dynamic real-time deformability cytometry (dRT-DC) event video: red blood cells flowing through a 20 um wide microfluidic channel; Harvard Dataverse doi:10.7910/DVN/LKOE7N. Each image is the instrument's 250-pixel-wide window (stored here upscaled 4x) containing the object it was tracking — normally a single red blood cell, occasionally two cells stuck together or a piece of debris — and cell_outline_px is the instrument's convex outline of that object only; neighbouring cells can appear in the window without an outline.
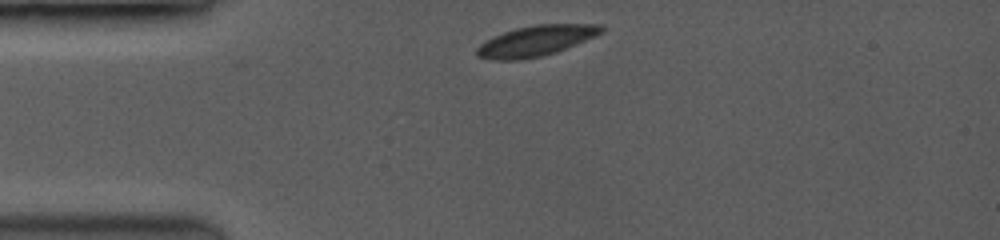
{"species": "common noctule bat (a hibernating species)", "species_latin": "Nyctalus noctula", "temperature_condition": "room temperature", "stored_images_in_passage": 6, "camera_frame_rate_fps": 3500, "um_per_image_px": 0.085, "animal": {"sex": "female", "body_mass_g": 19.0, "forearm_length_mm": 53.3}, "frame": {"image": 1, "passage_image": 1, "time_ms": 0.0, "image_size_px": [1000, 240], "cell_outline_px": [[604, 32], [564, 48], [540, 56], [520, 60], [496, 60], [476, 56], [476, 48], [480, 44], [504, 32], [516, 28], [536, 24], [600, 24], [604, 28]], "centroid_in_image_um": [45.53, 3.46], "position_along_channel_um": 39.5, "area_um2": 21.62}}